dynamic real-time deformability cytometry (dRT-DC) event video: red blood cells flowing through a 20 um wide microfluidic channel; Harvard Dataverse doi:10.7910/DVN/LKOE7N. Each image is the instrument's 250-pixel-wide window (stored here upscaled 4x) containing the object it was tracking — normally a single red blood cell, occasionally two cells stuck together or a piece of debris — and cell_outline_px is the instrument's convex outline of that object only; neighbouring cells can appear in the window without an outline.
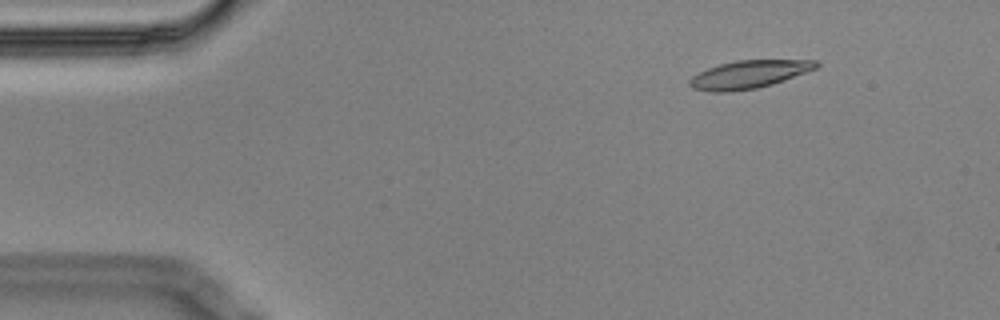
{"species": "Egyptian fruit bat (a non-hibernating species)", "species_latin": "Rousettus aegyptiacus", "temperature_condition": "cold", "stored_images_in_passage": 4, "camera_frame_rate_fps": 3000, "um_per_image_px": 0.085, "animal": {"sex": "male"}, "frame": {"image": 1, "passage_image": 2, "time_ms": 0.333, "image_size_px": [1000, 320], "cell_outline_px": [[820, 64], [816, 68], [772, 84], [756, 88], [732, 92], [708, 92], [692, 88], [688, 84], [688, 80], [692, 76], [708, 68], [720, 64], [736, 60], [816, 60]], "centroid_in_image_um": [63.6, 6.33], "position_along_channel_um": 21.4, "area_um2": 20.52}}